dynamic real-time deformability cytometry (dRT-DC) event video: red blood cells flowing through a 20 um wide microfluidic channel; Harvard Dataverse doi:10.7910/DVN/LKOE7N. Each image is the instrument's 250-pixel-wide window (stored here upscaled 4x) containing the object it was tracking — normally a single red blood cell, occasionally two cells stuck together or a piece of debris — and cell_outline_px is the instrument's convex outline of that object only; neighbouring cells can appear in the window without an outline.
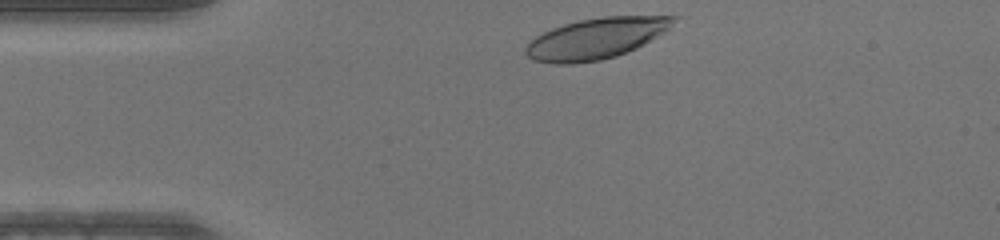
{"species": "human", "species_latin": "Homo sapiens", "temperature_condition": "warm", "stored_images_in_passage": 31, "camera_frame_rate_fps": 3000, "um_per_image_px": 0.085, "donor": {"sex": "male"}, "frame": {"image": 1, "passage_image": 1, "time_ms": 0.0, "image_size_px": [1000, 240], "cell_outline_px": [[680, 16], [664, 32], [644, 44], [636, 48], [616, 56], [600, 60], [572, 64], [556, 64], [532, 60], [524, 52], [524, 48], [536, 36], [552, 28], [564, 24], [580, 20], [604, 16]], "centroid_in_image_um": [50.65, 3.27], "position_along_channel_um": 34.4, "area_um2": 35.03}}
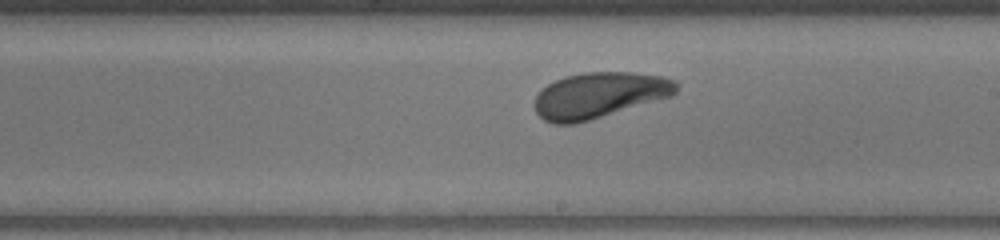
{"frame": {"image": 2, "passage_image": 19, "time_ms": 6.0, "image_size_px": [1000, 240], "cell_outline_px": [[680, 84], [676, 92], [672, 96], [588, 120], [572, 124], [552, 124], [544, 120], [536, 112], [532, 104], [536, 96], [548, 84], [564, 76], [584, 72], [632, 72], [664, 76], [676, 80]], "centroid_in_image_um": [50.94, 8.08], "position_along_channel_um": 238.1, "area_um2": 37.86}}
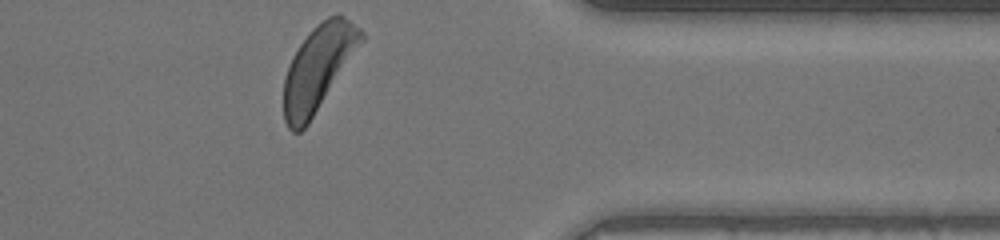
{"frame": {"image": 3, "passage_image": 31, "time_ms": 10.0, "image_size_px": [1000, 240], "cell_outline_px": [[368, 36], [308, 124], [300, 132], [292, 132], [288, 128], [284, 120], [284, 80], [292, 56], [300, 44], [312, 28], [316, 24], [328, 16], [344, 16], [360, 28]], "centroid_in_image_um": [27.08, 5.77], "position_along_channel_um": 384.3, "area_um2": 38.38}}